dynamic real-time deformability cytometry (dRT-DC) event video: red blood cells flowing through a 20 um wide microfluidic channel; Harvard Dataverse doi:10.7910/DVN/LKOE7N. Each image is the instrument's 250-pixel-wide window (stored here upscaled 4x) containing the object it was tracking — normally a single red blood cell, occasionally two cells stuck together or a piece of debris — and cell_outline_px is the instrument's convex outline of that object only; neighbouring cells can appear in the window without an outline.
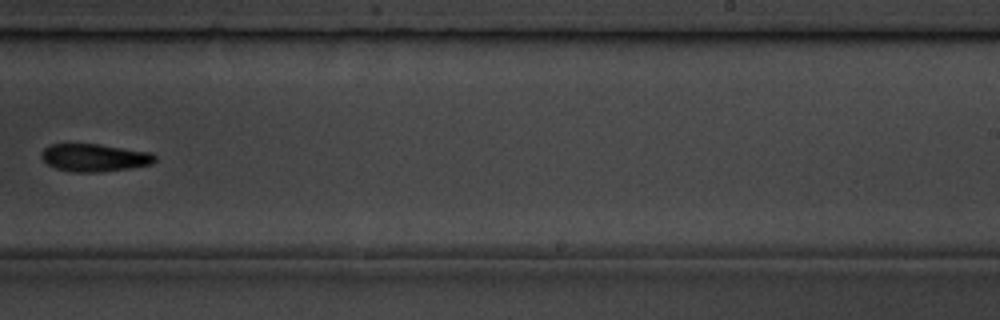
{"species": "common noctule bat (a hibernating species)", "species_latin": "Nyctalus noctula", "temperature_condition": "room temperature", "stored_images_in_passage": 9, "camera_frame_rate_fps": 3000, "um_per_image_px": 0.085, "animal": {"sex": "male", "body_mass_g": 19.5, "forearm_length_mm": 54.6}, "frame": {"image": 1, "passage_image": 8, "time_ms": 9.0, "image_size_px": [1000, 320], "cell_outline_px": [[156, 160], [152, 164], [128, 168], [100, 172], [72, 172], [56, 168], [48, 164], [40, 156], [40, 152], [44, 148], [52, 144], [100, 144], [152, 152], [156, 156]], "centroid_in_image_um": [8.04, 13.39], "position_along_channel_um": 281.0, "area_um2": 18.38}}